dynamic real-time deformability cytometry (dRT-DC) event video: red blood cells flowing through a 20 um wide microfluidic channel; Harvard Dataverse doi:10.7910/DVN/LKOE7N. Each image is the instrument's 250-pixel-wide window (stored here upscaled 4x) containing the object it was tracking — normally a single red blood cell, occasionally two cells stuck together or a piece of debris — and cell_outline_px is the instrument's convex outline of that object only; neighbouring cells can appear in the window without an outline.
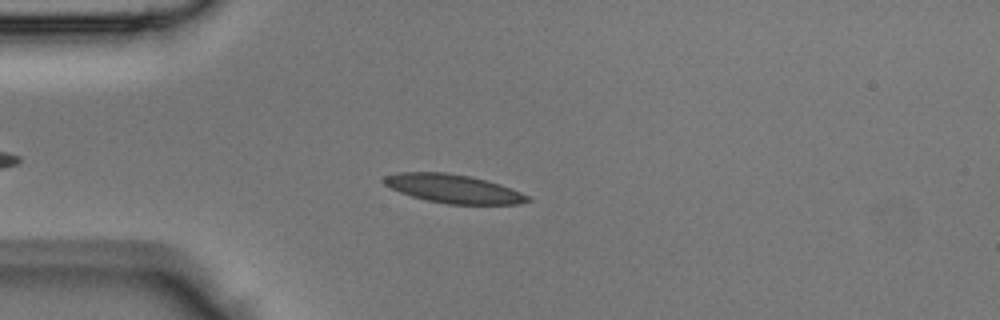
{"species": "Egyptian fruit bat (a non-hibernating species)", "species_latin": "Rousettus aegyptiacus", "temperature_condition": "room temperature", "stored_images_in_passage": 33, "camera_frame_rate_fps": 3000, "um_per_image_px": 0.085, "animal": {"sex": "male"}, "frame": {"image": 1, "passage_image": 4, "time_ms": 1.0, "image_size_px": [1000, 320], "cell_outline_px": [[532, 200], [516, 204], [448, 204], [428, 200], [412, 196], [400, 192], [384, 184], [380, 180], [384, 176], [396, 172], [448, 172], [472, 176], [500, 184], [520, 192], [528, 196]], "centroid_in_image_um": [38.5, 16.02], "position_along_channel_um": 46.5, "area_um2": 23.93}}
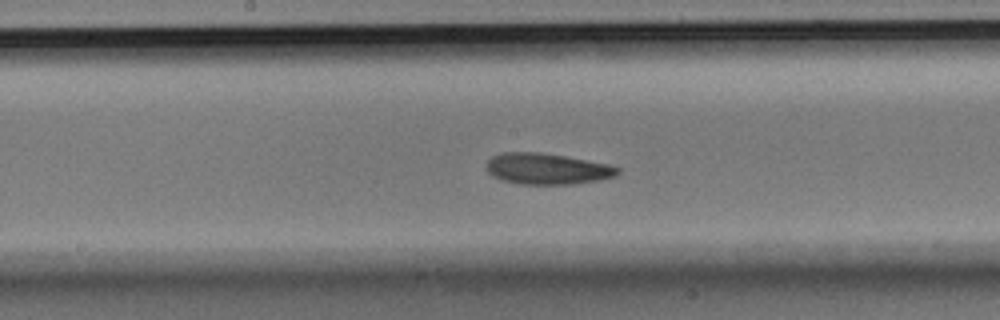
{"frame": {"image": 2, "passage_image": 15, "time_ms": 4.667, "image_size_px": [1000, 320], "cell_outline_px": [[620, 172], [612, 176], [600, 180], [572, 184], [520, 184], [500, 180], [492, 176], [488, 172], [488, 160], [492, 156], [500, 152], [540, 152], [564, 156], [608, 164], [620, 168]], "centroid_in_image_um": [46.47, 14.35], "position_along_channel_um": 201.7, "area_um2": 23.7}}
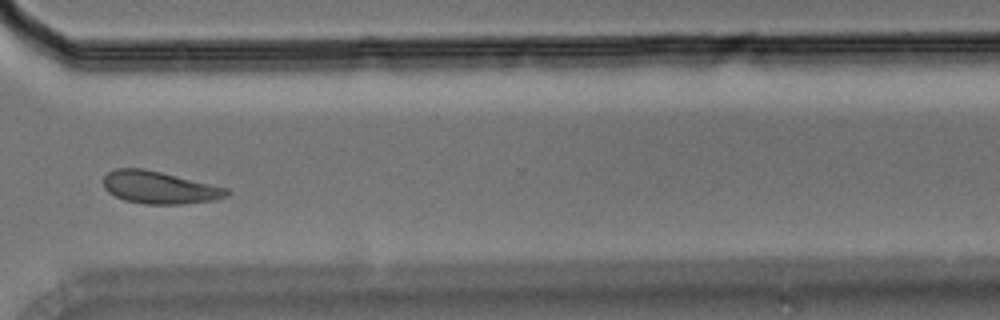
{"frame": {"image": 3, "passage_image": 25, "time_ms": 8.0, "image_size_px": [1000, 320], "cell_outline_px": [[228, 192], [224, 196], [212, 200], [180, 204], [144, 204], [124, 200], [108, 192], [104, 188], [104, 176], [108, 172], [116, 168], [144, 168], [228, 188]], "centroid_in_image_um": [13.49, 15.93], "position_along_channel_um": 357.1, "area_um2": 23.0}}